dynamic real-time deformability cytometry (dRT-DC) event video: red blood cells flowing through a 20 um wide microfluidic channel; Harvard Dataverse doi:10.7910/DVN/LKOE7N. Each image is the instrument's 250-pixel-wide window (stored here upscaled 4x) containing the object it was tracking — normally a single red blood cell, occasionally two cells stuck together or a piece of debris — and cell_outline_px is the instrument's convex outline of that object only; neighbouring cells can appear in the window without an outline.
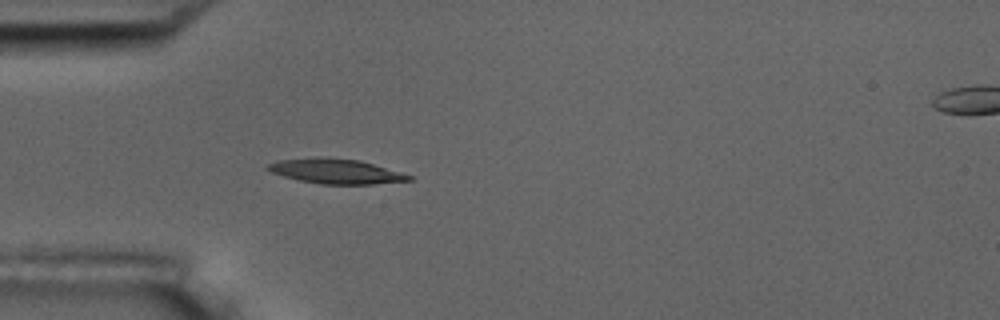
{"species": "common noctule bat (a hibernating species)", "species_latin": "Nyctalus noctula", "temperature_condition": "room temperature", "stored_images_in_passage": 5, "camera_frame_rate_fps": 3000, "um_per_image_px": 0.085, "animal": {"sex": "male", "body_mass_g": 17.5, "forearm_length_mm": 52.3}, "frame": {"image": 1, "passage_image": 4, "time_ms": 4.333, "image_size_px": [1000, 320], "cell_outline_px": [[412, 180], [372, 184], [320, 184], [300, 180], [284, 176], [272, 172], [264, 168], [268, 164], [280, 160], [360, 160], [400, 172], [412, 176]], "centroid_in_image_um": [28.61, 14.61], "position_along_channel_um": 56.4, "area_um2": 19.13}}